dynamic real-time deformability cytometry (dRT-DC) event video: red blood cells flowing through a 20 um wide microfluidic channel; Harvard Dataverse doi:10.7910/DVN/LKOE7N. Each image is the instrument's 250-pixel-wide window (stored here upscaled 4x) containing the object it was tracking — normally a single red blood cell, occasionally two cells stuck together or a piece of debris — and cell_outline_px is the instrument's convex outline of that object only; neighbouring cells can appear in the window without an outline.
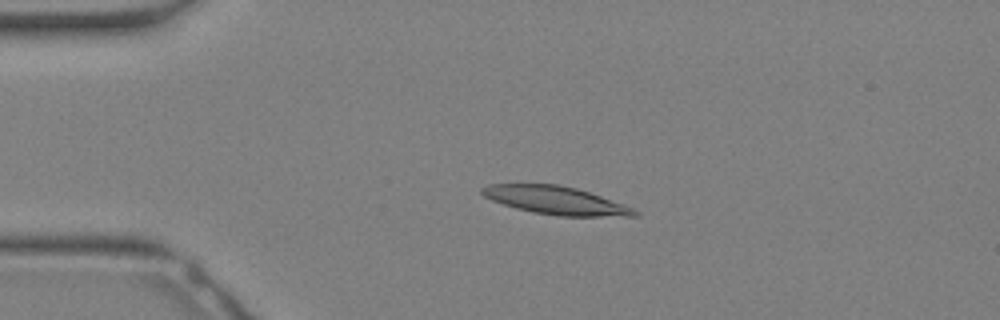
{"species": "Egyptian fruit bat (a non-hibernating species)", "species_latin": "Rousettus aegyptiacus", "temperature_condition": "warm", "stored_images_in_passage": 33, "camera_frame_rate_fps": 3000, "um_per_image_px": 0.085, "animal": {"sex": "female"}, "frame": {"image": 1, "passage_image": 7, "time_ms": 2.0, "image_size_px": [1000, 320], "cell_outline_px": [[640, 216], [560, 216], [532, 212], [516, 208], [492, 200], [484, 196], [480, 192], [480, 188], [488, 184], [560, 184], [576, 188], [624, 204], [640, 212]], "centroid_in_image_um": [47.24, 17.03], "position_along_channel_um": 37.8, "area_um2": 24.85}}
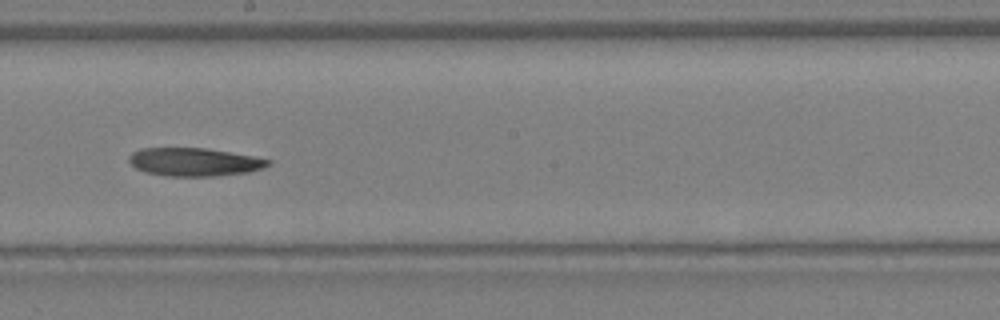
{"frame": {"image": 2, "passage_image": 18, "time_ms": 5.667, "image_size_px": [1000, 320], "cell_outline_px": [[272, 164], [248, 172], [216, 176], [168, 176], [144, 172], [136, 168], [128, 160], [128, 156], [132, 152], [140, 148], [204, 148], [252, 156], [272, 160]], "centroid_in_image_um": [16.48, 13.77], "position_along_channel_um": 231.7, "area_um2": 22.77}}
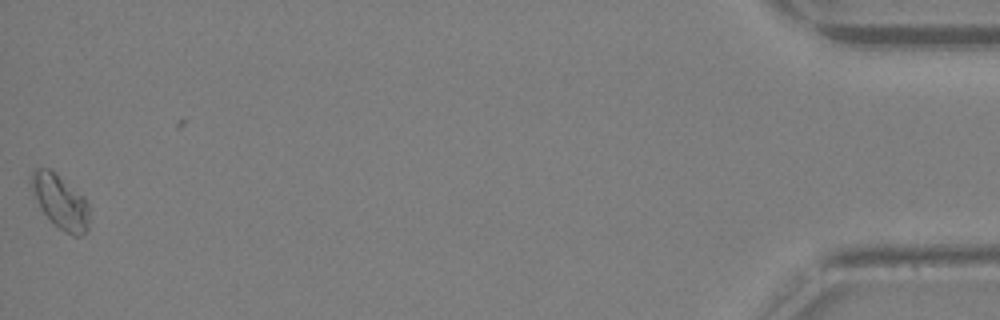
{"frame": {"image": 3, "passage_image": 33, "time_ms": 10.667, "image_size_px": [1000, 320], "cell_outline_px": [[88, 228], [80, 236], [72, 236], [64, 232], [40, 208], [28, 180], [32, 172], [36, 168], [48, 168], [80, 196], [88, 204]], "centroid_in_image_um": [5.08, 17.16], "position_along_channel_um": 430.1, "area_um2": 17.34}}